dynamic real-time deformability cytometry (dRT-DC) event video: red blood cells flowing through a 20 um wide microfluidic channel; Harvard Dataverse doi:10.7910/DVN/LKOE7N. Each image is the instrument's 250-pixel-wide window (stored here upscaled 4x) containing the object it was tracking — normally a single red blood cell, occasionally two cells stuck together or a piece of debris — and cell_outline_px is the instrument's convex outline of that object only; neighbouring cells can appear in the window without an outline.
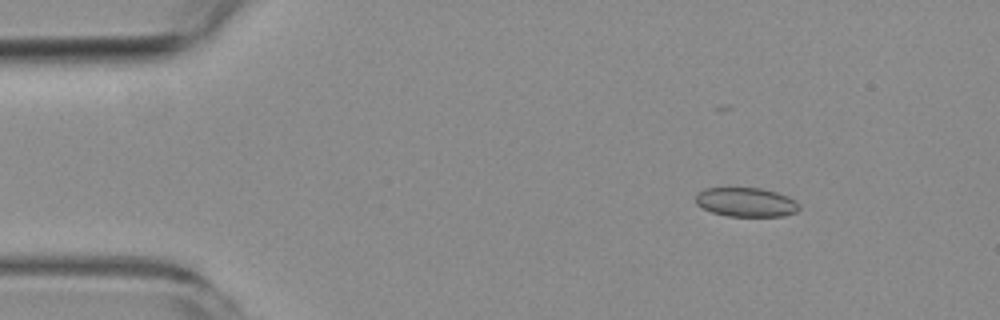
{"species": "common noctule bat (a hibernating species)", "species_latin": "Nyctalus noctula", "temperature_condition": "room temperature", "stored_images_in_passage": 4, "camera_frame_rate_fps": 3000, "um_per_image_px": 0.085, "animal": {"sex": "female", "body_mass_g": 19.3, "forearm_length_mm": 54.1}, "frame": {"image": 1, "passage_image": 2, "time_ms": 1.0, "image_size_px": [1000, 320], "cell_outline_px": [[800, 208], [796, 212], [784, 216], [728, 216], [712, 212], [696, 204], [696, 196], [704, 188], [760, 188], [776, 192], [788, 196], [796, 200], [800, 204]], "centroid_in_image_um": [63.46, 17.19], "position_along_channel_um": 21.5, "area_um2": 17.57}}